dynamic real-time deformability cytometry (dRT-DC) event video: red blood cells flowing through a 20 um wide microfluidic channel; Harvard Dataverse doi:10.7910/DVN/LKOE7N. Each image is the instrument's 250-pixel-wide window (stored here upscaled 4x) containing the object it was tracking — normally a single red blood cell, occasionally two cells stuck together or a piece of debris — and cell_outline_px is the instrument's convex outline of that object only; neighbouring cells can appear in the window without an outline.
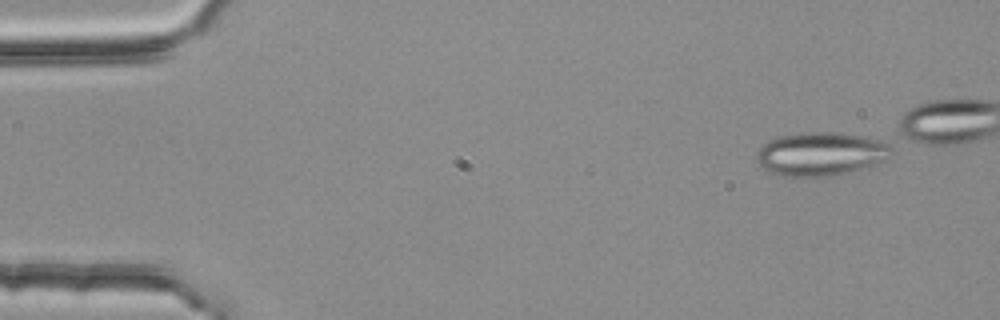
{"species": "common noctule bat (a hibernating species)", "species_latin": "Nyctalus noctula", "temperature_condition": "room temperature", "stored_images_in_passage": 5, "camera_frame_rate_fps": 3000, "um_per_image_px": 0.085, "animal": {"sex": "female", "body_mass_g": 25.1}, "frame": {"image": 1, "passage_image": 1, "time_ms": 0.0, "image_size_px": [1000, 320], "cell_outline_px": [[896, 156], [888, 160], [876, 164], [832, 176], [780, 176], [764, 168], [756, 160], [756, 152], [768, 140], [776, 136], [812, 132], [836, 132], [860, 136], [896, 144]], "centroid_in_image_um": [69.87, 13.07], "position_along_channel_um": 15.1, "area_um2": 34.68}}